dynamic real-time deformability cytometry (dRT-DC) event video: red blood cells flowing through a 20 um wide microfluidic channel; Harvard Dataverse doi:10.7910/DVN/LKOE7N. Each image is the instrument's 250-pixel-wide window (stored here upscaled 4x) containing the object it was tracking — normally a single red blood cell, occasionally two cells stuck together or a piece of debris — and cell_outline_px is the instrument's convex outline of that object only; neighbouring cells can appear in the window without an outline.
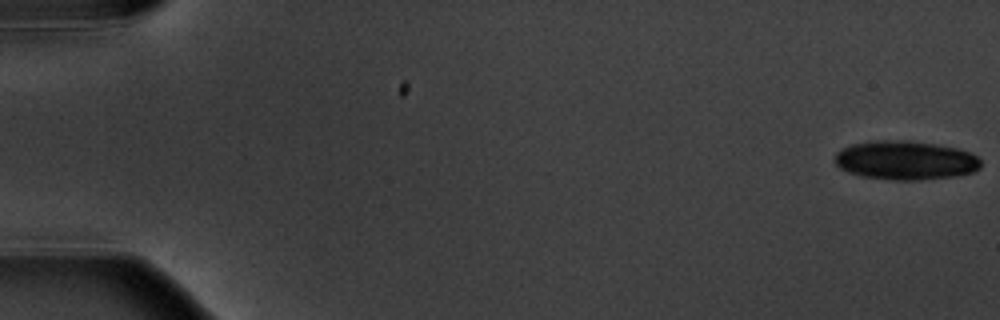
{"species": "common noctule bat (a hibernating species)", "species_latin": "Nyctalus noctula", "temperature_condition": "warm", "stored_images_in_passage": 5, "camera_frame_rate_fps": 3000, "um_per_image_px": 0.085, "animal": {"sex": "male", "body_mass_g": 20.1, "forearm_length_mm": 53.5}, "frame": {"image": 1, "passage_image": 1, "time_ms": 0.0, "image_size_px": [1000, 320], "cell_outline_px": [[980, 168], [972, 172], [956, 176], [916, 180], [896, 180], [860, 176], [848, 172], [840, 168], [832, 160], [836, 152], [840, 148], [852, 144], [880, 140], [908, 140], [936, 144], [956, 148], [972, 152], [980, 160]], "centroid_in_image_um": [76.93, 13.62], "position_along_channel_um": 8.1, "area_um2": 33.35}}